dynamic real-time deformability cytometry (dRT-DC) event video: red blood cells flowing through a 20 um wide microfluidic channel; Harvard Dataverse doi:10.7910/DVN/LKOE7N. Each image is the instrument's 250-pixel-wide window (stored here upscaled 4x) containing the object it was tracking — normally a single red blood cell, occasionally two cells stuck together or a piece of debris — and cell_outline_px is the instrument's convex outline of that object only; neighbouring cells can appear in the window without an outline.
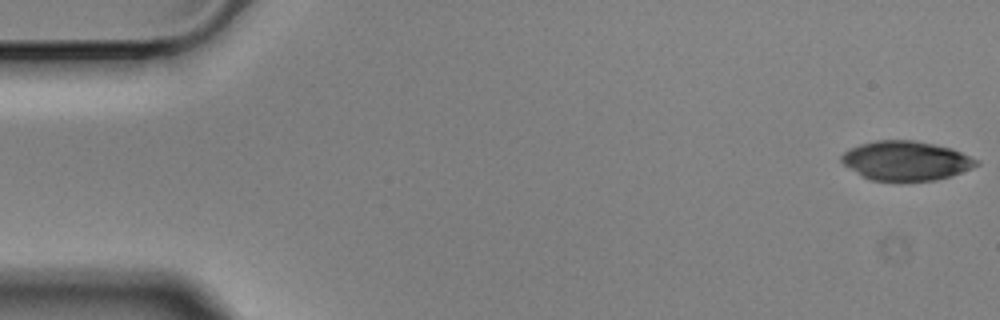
{"species": "Egyptian fruit bat (a non-hibernating species)", "species_latin": "Rousettus aegyptiacus", "temperature_condition": "cold", "stored_images_in_passage": 56, "camera_frame_rate_fps": 3000, "um_per_image_px": 0.085, "animal": {"sex": "male"}, "frame": {"image": 1, "passage_image": 1, "time_ms": 0.0, "image_size_px": [1000, 320], "cell_outline_px": [[980, 164], [972, 168], [952, 176], [936, 180], [872, 180], [864, 176], [844, 164], [840, 160], [840, 156], [848, 148], [860, 144], [876, 140], [912, 140], [952, 148], [980, 160]], "centroid_in_image_um": [77.04, 13.65], "position_along_channel_um": 8.0, "area_um2": 30.75}}
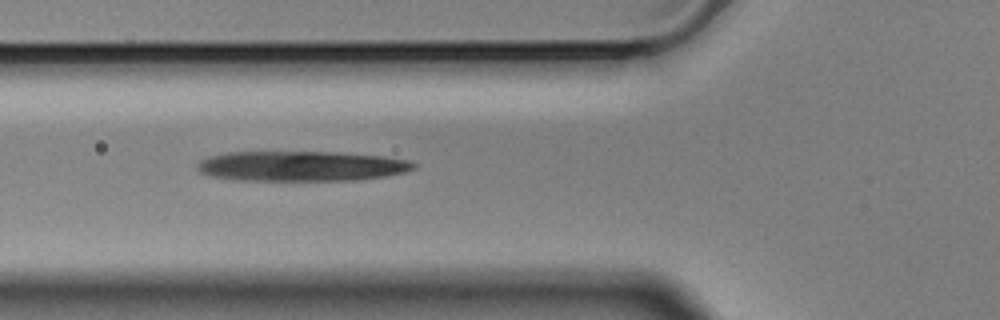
{"frame": {"image": 2, "passage_image": 20, "time_ms": 6.333, "image_size_px": [1000, 320], "cell_outline_px": [[416, 168], [408, 172], [384, 176], [356, 180], [236, 180], [212, 176], [200, 172], [196, 168], [196, 164], [200, 160], [208, 156], [228, 152], [336, 152], [384, 156], [412, 160], [416, 164]], "centroid_in_image_um": [25.64, 14.11], "position_along_channel_um": 100.2, "area_um2": 38.21}}
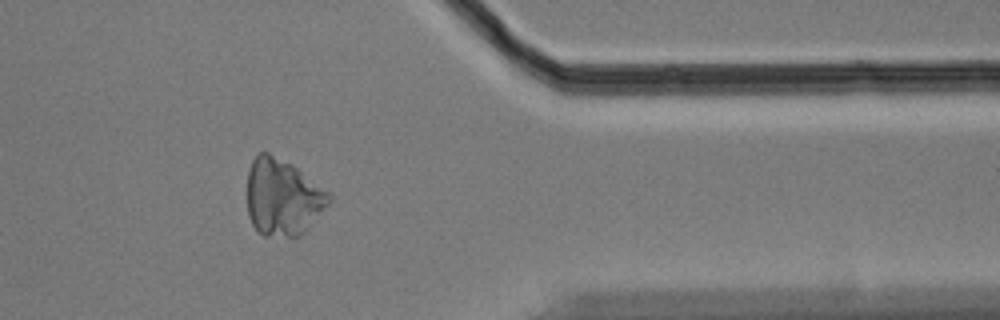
{"frame": {"image": 3, "passage_image": 46, "time_ms": 15.0, "image_size_px": [1000, 320], "cell_outline_px": [[332, 200], [308, 228], [300, 236], [264, 236], [252, 224], [248, 216], [248, 168], [252, 160], [260, 152], [268, 152], [292, 164], [328, 192], [332, 196]], "centroid_in_image_um": [24.02, 16.76], "position_along_channel_um": 387.4, "area_um2": 36.36}}